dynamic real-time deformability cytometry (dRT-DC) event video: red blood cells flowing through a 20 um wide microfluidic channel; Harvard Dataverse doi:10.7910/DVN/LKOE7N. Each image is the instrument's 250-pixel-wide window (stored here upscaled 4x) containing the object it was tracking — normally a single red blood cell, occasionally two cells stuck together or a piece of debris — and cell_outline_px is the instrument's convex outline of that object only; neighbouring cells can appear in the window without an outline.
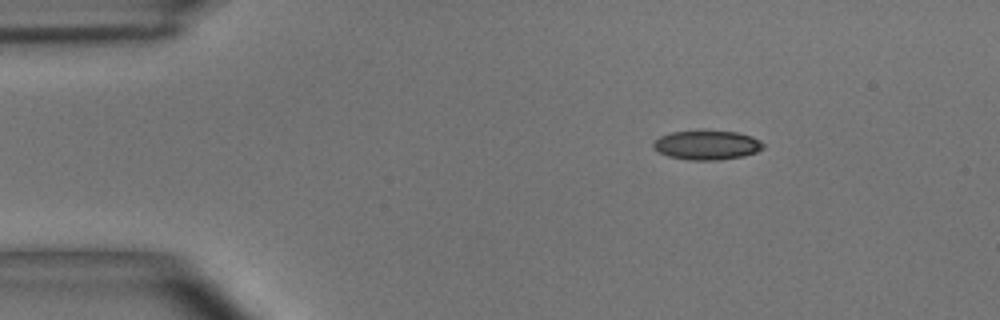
{"species": "common noctule bat (a hibernating species)", "species_latin": "Nyctalus noctula", "temperature_condition": "room temperature", "stored_images_in_passage": 3, "camera_frame_rate_fps": 3000, "um_per_image_px": 0.085, "animal": {"sex": "male", "body_mass_g": 15.6}, "frame": {"image": 1, "passage_image": 1, "time_ms": 0.0, "image_size_px": [1000, 320], "cell_outline_px": [[764, 148], [756, 152], [744, 156], [720, 160], [692, 160], [668, 156], [652, 148], [652, 144], [660, 136], [672, 132], [736, 132], [752, 136], [760, 140], [764, 144]], "centroid_in_image_um": [60.11, 12.35], "position_along_channel_um": 24.9, "area_um2": 18.44}}